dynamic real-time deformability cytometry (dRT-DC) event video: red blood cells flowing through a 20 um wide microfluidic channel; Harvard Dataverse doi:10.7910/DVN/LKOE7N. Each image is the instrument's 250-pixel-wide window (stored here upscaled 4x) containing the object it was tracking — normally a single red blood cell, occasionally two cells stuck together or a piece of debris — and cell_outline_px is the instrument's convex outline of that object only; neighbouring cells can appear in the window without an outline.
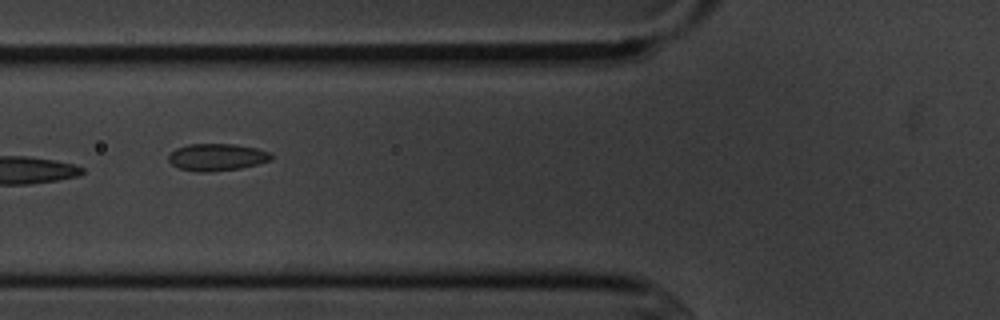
{"species": "common noctule bat (a hibernating species)", "species_latin": "Nyctalus noctula", "temperature_condition": "cold", "stored_images_in_passage": 11, "camera_frame_rate_fps": 3000, "um_per_image_px": 0.085, "animal": {"sex": "male", "body_mass_g": 20.1, "forearm_length_mm": 53.5}, "frame": {"image": 1, "passage_image": 2, "time_ms": 1.333, "image_size_px": [1000, 320], "cell_outline_px": [[272, 160], [240, 168], [208, 172], [196, 172], [180, 168], [172, 164], [168, 160], [168, 156], [176, 148], [188, 144], [236, 144], [256, 148], [272, 152]], "centroid_in_image_um": [18.45, 13.35], "position_along_channel_um": 107.4, "area_um2": 16.24}}
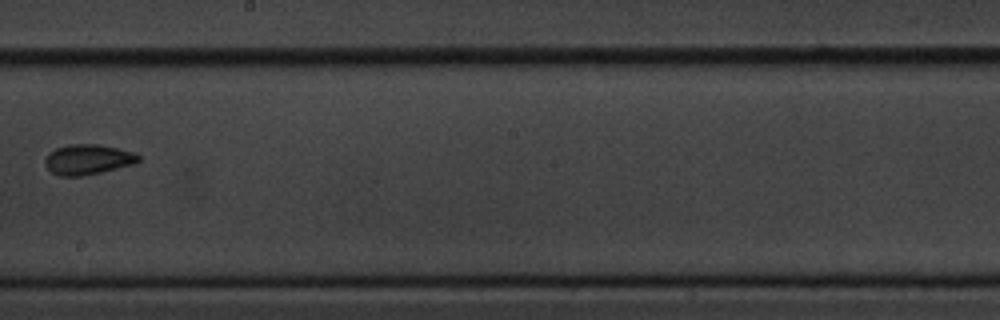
{"frame": {"image": 2, "passage_image": 5, "time_ms": 5.0, "image_size_px": [1000, 320], "cell_outline_px": [[140, 160], [132, 164], [100, 172], [80, 176], [60, 176], [52, 172], [44, 164], [44, 160], [48, 152], [56, 148], [72, 144], [96, 144], [116, 148], [132, 152], [140, 156]], "centroid_in_image_um": [7.42, 13.55], "position_along_channel_um": 240.8, "area_um2": 16.18}}
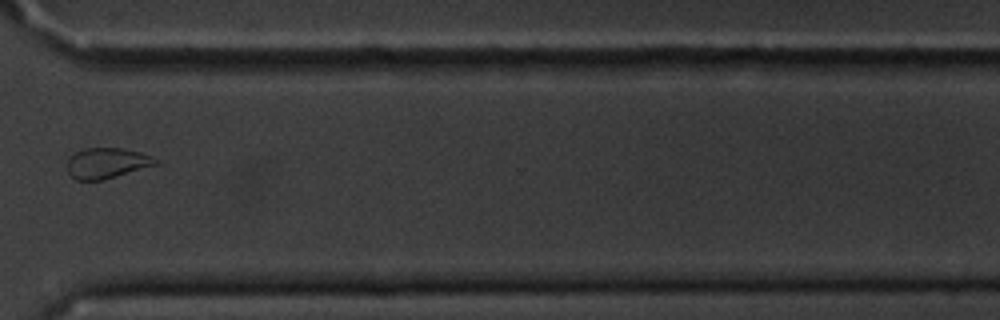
{"frame": {"image": 3, "passage_image": 8, "time_ms": 8.333, "image_size_px": [1000, 320], "cell_outline_px": [[160, 164], [100, 180], [76, 180], [68, 172], [68, 160], [76, 152], [84, 148], [120, 148], [140, 152], [152, 156], [160, 160]], "centroid_in_image_um": [9.13, 13.85], "position_along_channel_um": 361.5, "area_um2": 15.61}}